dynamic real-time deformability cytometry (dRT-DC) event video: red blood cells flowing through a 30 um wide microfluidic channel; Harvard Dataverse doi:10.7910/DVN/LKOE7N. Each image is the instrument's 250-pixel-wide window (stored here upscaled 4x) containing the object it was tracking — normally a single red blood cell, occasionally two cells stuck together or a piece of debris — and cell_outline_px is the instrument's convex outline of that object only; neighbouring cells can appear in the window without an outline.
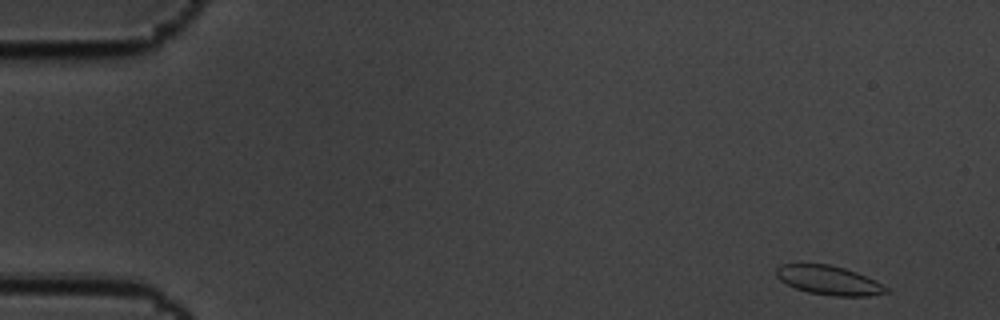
{"species": "common noctule bat (a hibernating species)", "species_latin": "Nyctalus noctula", "temperature_condition": "cold", "stored_images_in_passage": 57, "camera_frame_rate_fps": 3000, "um_per_image_px": 0.085, "animal": {"sex": "male", "body_mass_g": 19.5, "forearm_length_mm": 54.6}, "frame": {"image": 1, "passage_image": 2, "time_ms": 0.333, "image_size_px": [1000, 320], "cell_outline_px": [[888, 292], [868, 296], [832, 296], [808, 292], [796, 288], [780, 280], [776, 276], [776, 268], [780, 264], [828, 264], [844, 268], [856, 272], [876, 280], [888, 288]], "centroid_in_image_um": [70.45, 23.82], "position_along_channel_um": 14.5, "area_um2": 18.55}}
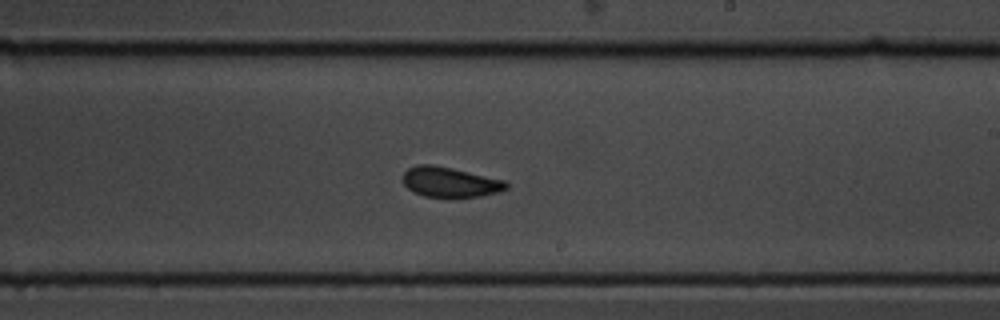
{"frame": {"image": 2, "passage_image": 33, "time_ms": 10.667, "image_size_px": [1000, 320], "cell_outline_px": [[508, 188], [496, 192], [480, 196], [456, 200], [452, 200], [424, 196], [412, 192], [404, 184], [404, 172], [408, 168], [420, 164], [432, 164], [452, 168], [504, 180], [508, 184]], "centroid_in_image_um": [38.24, 15.52], "position_along_channel_um": 250.8, "area_um2": 18.61}}
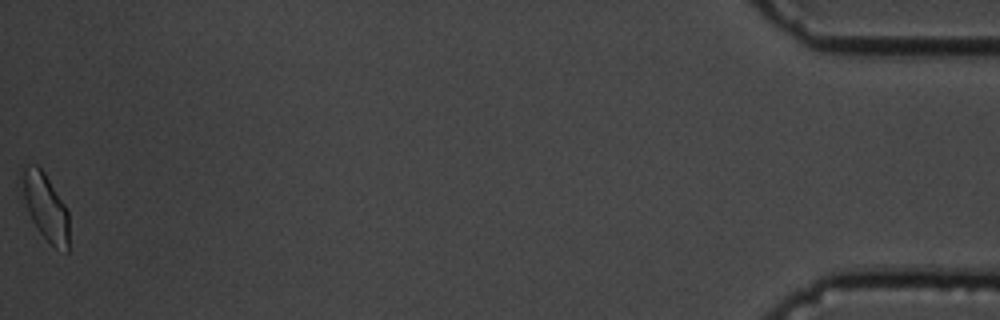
{"frame": {"image": 3, "passage_image": 57, "time_ms": 18.667, "image_size_px": [1000, 320], "cell_outline_px": [[68, 252], [64, 252], [56, 248], [40, 232], [32, 220], [16, 180], [20, 168], [28, 164], [36, 164], [44, 172], [64, 204], [68, 212]], "centroid_in_image_um": [3.78, 17.48], "position_along_channel_um": 431.4, "area_um2": 18.67}, "authors_computed_cell_mechanics": {"area_um2": 18.6116, "velocity_mm_per_s": 3.4164, "shape_relaxation_time_tau1_ms": 2.0868, "shape_relaxation_time_tau2_ms": 1.1407, "deformation_change_tau1": 0.0823, "deformation_change_tau2": 0.0542}}